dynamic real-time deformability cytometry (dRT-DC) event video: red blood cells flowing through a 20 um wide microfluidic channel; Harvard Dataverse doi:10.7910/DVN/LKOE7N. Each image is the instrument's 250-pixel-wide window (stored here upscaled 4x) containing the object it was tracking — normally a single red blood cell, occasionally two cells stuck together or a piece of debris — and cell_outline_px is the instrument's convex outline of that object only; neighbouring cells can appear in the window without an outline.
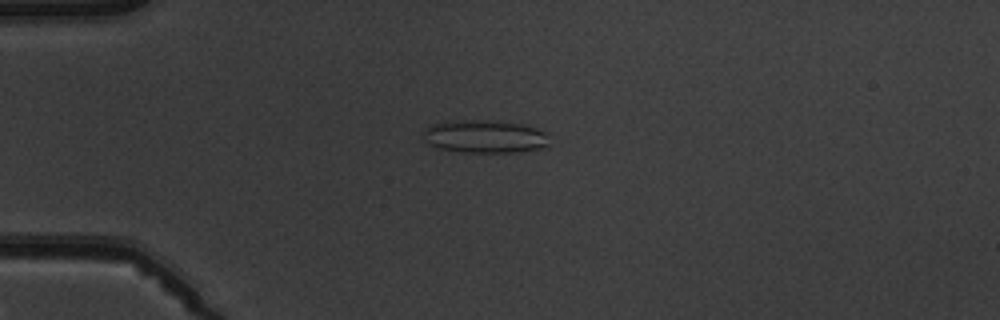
{"species": "common noctule bat (a hibernating species)", "species_latin": "Nyctalus noctula", "temperature_condition": "warm", "stored_images_in_passage": 7, "camera_frame_rate_fps": 3000, "um_per_image_px": 0.085, "animal": {"sex": "male", "body_mass_g": 19.5, "forearm_length_mm": 54.6}, "frame": {"image": 1, "passage_image": 3, "time_ms": 3.0, "image_size_px": [1000, 320], "cell_outline_px": [[548, 144], [544, 148], [516, 152], [464, 152], [440, 148], [428, 144], [424, 140], [424, 128], [432, 124], [452, 120], [496, 120], [524, 124], [548, 132]], "centroid_in_image_um": [41.23, 11.59], "position_along_channel_um": 43.8, "area_um2": 24.51}}
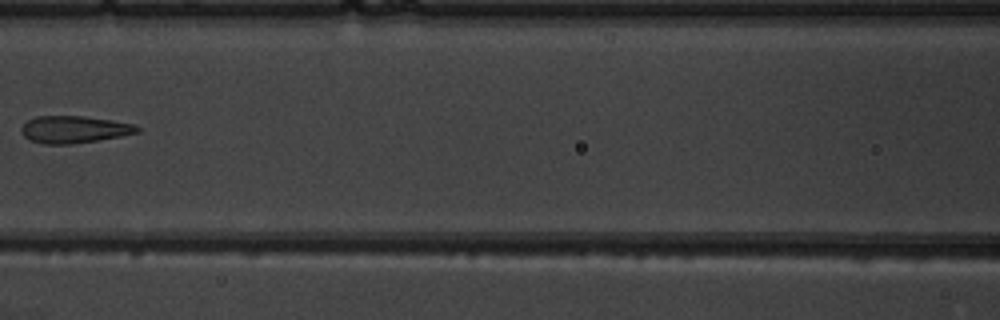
{"frame": {"image": 2, "passage_image": 6, "time_ms": 6.667, "image_size_px": [1000, 320], "cell_outline_px": [[140, 132], [120, 136], [72, 144], [44, 144], [28, 140], [20, 132], [20, 128], [28, 120], [36, 116], [84, 116], [112, 120], [136, 124], [140, 128]], "centroid_in_image_um": [6.29, 11.0], "position_along_channel_um": 160.3, "area_um2": 18.44}}
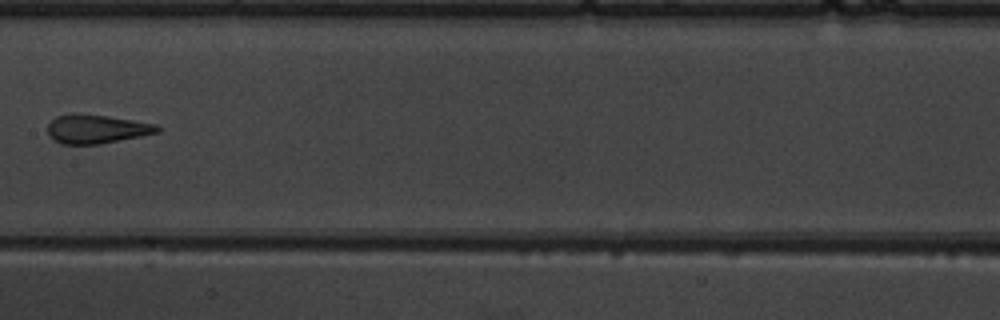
{"frame": {"image": 3, "passage_image": 7, "time_ms": 7.667, "image_size_px": [1000, 320], "cell_outline_px": [[164, 128], [160, 132], [100, 144], [60, 144], [52, 140], [48, 136], [48, 124], [56, 116], [108, 116], [156, 124]], "centroid_in_image_um": [8.25, 11.01], "position_along_channel_um": 199.2, "area_um2": 17.98}}